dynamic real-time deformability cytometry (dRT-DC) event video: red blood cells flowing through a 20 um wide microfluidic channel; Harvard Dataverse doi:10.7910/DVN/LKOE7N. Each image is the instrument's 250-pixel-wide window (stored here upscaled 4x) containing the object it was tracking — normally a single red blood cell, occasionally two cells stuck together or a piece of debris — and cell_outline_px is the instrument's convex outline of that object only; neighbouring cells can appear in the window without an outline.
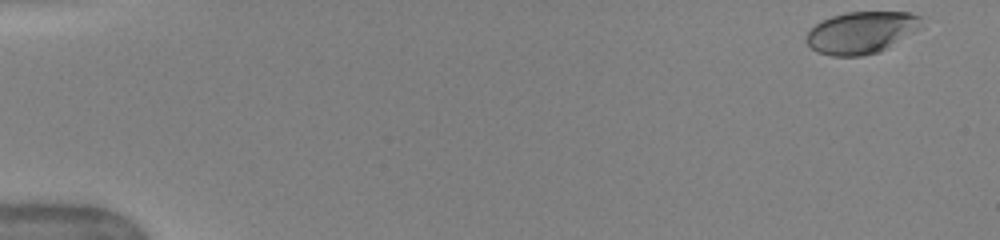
{"species": "human", "species_latin": "Homo sapiens", "temperature_condition": "warm", "stored_images_in_passage": 49, "camera_frame_rate_fps": 3000, "um_per_image_px": 0.085, "donor": {"sex": "female"}, "frame": {"image": 1, "passage_image": 1, "time_ms": 0.0, "image_size_px": [1000, 240], "cell_outline_px": [[924, 28], [880, 52], [860, 56], [832, 56], [816, 52], [808, 44], [808, 32], [816, 24], [832, 16], [848, 12], [908, 12], [920, 16]], "centroid_in_image_um": [73.29, 2.77], "position_along_channel_um": 11.7, "area_um2": 28.26}}
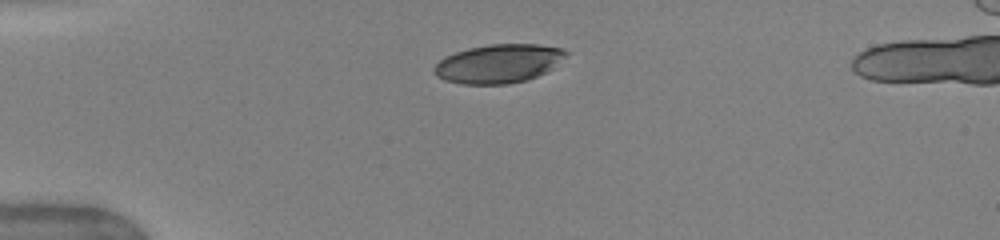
{"frame": {"image": 2, "passage_image": 12, "time_ms": 3.667, "image_size_px": [1000, 240], "cell_outline_px": [[568, 52], [564, 56], [544, 72], [536, 76], [524, 80], [508, 84], [460, 84], [444, 80], [436, 76], [432, 72], [432, 68], [444, 56], [468, 48], [488, 44], [540, 44], [560, 48]], "centroid_in_image_um": [42.28, 5.4], "position_along_channel_um": 42.7, "area_um2": 29.48}}
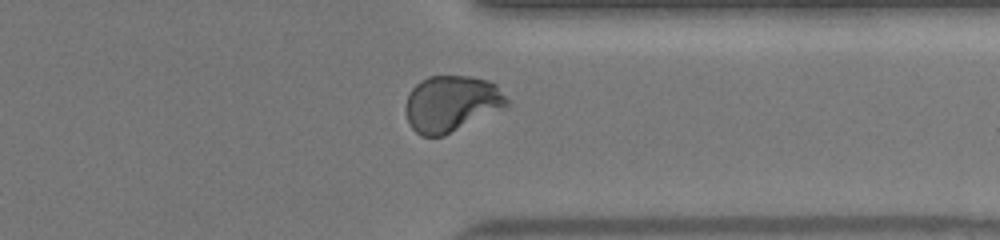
{"frame": {"image": 3, "passage_image": 39, "time_ms": 12.667, "image_size_px": [1000, 240], "cell_outline_px": [[512, 104], [504, 108], [444, 136], [420, 136], [408, 124], [404, 108], [408, 96], [412, 88], [420, 80], [428, 76], [472, 76], [488, 80], [496, 84]], "centroid_in_image_um": [38.37, 8.81], "position_along_channel_um": 373.0, "area_um2": 33.47}, "authors_computed_cell_mechanics": {"area_um2": 32.2524, "velocity_mm_per_s": 4.0473, "shape_relaxation_time_tau1_ms": 3.8892, "shape_relaxation_time_tau2_ms": null, "deformation_change_tau1": 0.1943, "deformation_change_tau2": null}}